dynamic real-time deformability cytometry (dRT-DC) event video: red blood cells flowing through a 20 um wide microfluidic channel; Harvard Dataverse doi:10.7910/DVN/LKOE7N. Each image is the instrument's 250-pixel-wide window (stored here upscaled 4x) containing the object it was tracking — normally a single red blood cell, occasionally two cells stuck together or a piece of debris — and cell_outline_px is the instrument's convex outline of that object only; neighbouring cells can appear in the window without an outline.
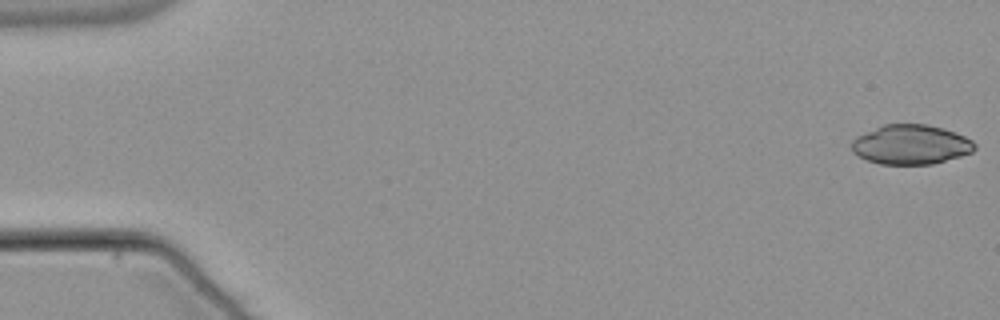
{"species": "common noctule bat (a hibernating species)", "species_latin": "Nyctalus noctula", "temperature_condition": "warm", "stored_images_in_passage": 54, "camera_frame_rate_fps": 3000, "um_per_image_px": 0.085, "animal": {"sex": "male", "body_mass_g": 21.5, "forearm_length_mm": 52.0}, "frame": {"image": 1, "passage_image": 1, "time_ms": 0.0, "image_size_px": [1000, 320], "cell_outline_px": [[976, 148], [972, 152], [960, 156], [932, 164], [880, 164], [868, 160], [852, 152], [852, 140], [856, 136], [884, 124], [928, 124], [964, 136], [972, 140], [976, 144]], "centroid_in_image_um": [77.41, 12.29], "position_along_channel_um": 7.6, "area_um2": 28.15}}
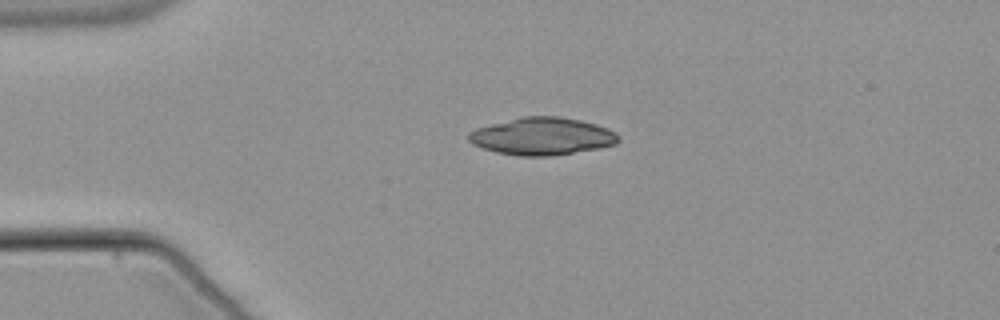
{"frame": {"image": 2, "passage_image": 13, "time_ms": 4.0, "image_size_px": [1000, 320], "cell_outline_px": [[620, 140], [616, 144], [600, 148], [552, 156], [520, 156], [496, 152], [472, 144], [468, 140], [468, 132], [476, 128], [524, 116], [560, 116], [580, 120], [596, 124], [608, 128], [616, 132], [620, 136]], "centroid_in_image_um": [46.12, 11.59], "position_along_channel_um": 38.9, "area_um2": 32.77}}
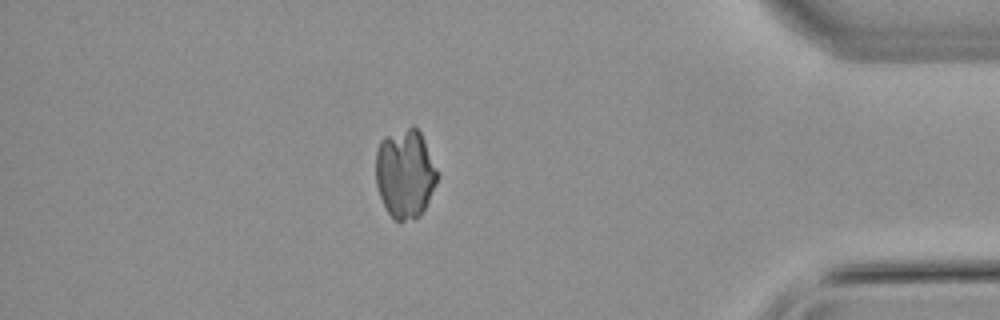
{"frame": {"image": 3, "passage_image": 47, "time_ms": 15.333, "image_size_px": [1000, 320], "cell_outline_px": [[436, 180], [428, 200], [424, 208], [416, 216], [400, 224], [388, 212], [380, 196], [376, 184], [376, 152], [380, 140], [384, 136], [412, 124], [420, 132], [436, 172]], "centroid_in_image_um": [34.37, 14.73], "position_along_channel_um": 400.8, "area_um2": 31.27}}